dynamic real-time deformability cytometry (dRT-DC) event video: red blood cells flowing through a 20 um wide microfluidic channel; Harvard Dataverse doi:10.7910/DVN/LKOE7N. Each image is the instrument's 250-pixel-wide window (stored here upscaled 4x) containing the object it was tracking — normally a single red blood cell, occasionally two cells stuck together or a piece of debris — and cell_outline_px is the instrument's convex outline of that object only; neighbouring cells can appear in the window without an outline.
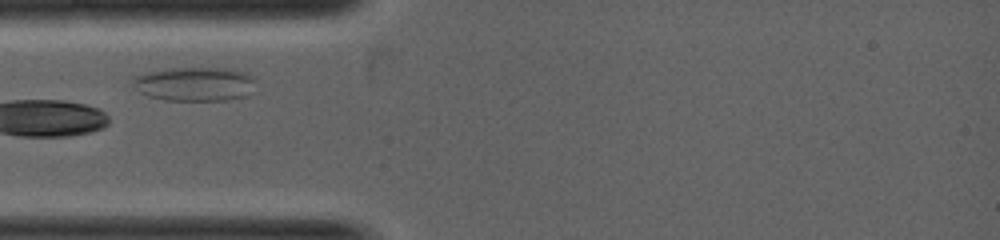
{"species": "common noctule bat (a hibernating species)", "species_latin": "Nyctalus noctula", "temperature_condition": "warm", "stored_images_in_passage": 1, "camera_frame_rate_fps": 5000, "um_per_image_px": 0.085, "animal": {"sex": "female", "body_mass_g": 19.0, "forearm_length_mm": 53.3}, "frame": {"image": 1, "passage_image": 1, "time_ms": 0.0, "image_size_px": [1000, 240], "cell_outline_px": [[252, 92], [244, 96], [228, 100], [164, 100], [148, 96], [132, 88], [132, 76], [148, 72], [172, 68], [232, 68], [244, 72], [252, 76]], "centroid_in_image_um": [16.49, 7.14], "position_along_channel_um": 68.5, "area_um2": 24.45}}